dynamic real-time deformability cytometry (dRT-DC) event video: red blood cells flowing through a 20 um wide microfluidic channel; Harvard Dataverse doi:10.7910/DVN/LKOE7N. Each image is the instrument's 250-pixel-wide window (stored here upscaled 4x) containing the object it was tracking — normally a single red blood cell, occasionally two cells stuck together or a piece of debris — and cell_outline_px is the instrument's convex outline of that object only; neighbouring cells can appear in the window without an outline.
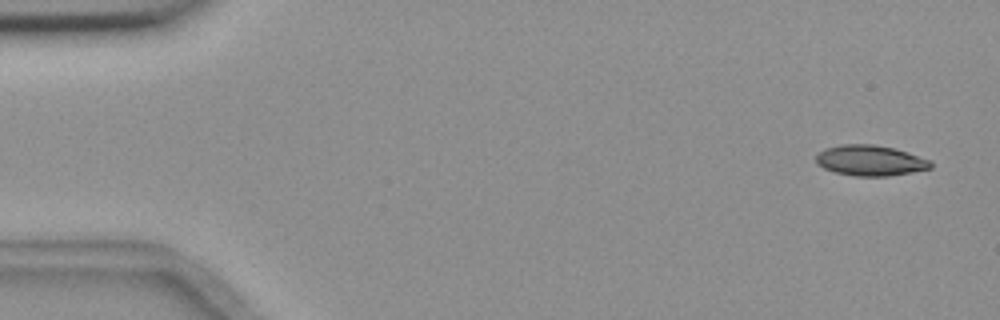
{"species": "common noctule bat (a hibernating species)", "species_latin": "Nyctalus noctula", "temperature_condition": "room temperature", "stored_images_in_passage": 6, "camera_frame_rate_fps": 3000, "um_per_image_px": 0.085, "animal": {"sex": "female", "body_mass_g": 18.4}, "frame": {"image": 1, "passage_image": 1, "time_ms": 0.0, "image_size_px": [1000, 320], "cell_outline_px": [[932, 168], [912, 172], [888, 176], [856, 176], [836, 172], [824, 168], [816, 164], [816, 156], [824, 148], [840, 144], [872, 144], [892, 148], [932, 160]], "centroid_in_image_um": [73.96, 13.64], "position_along_channel_um": 11.0, "area_um2": 20.35}}
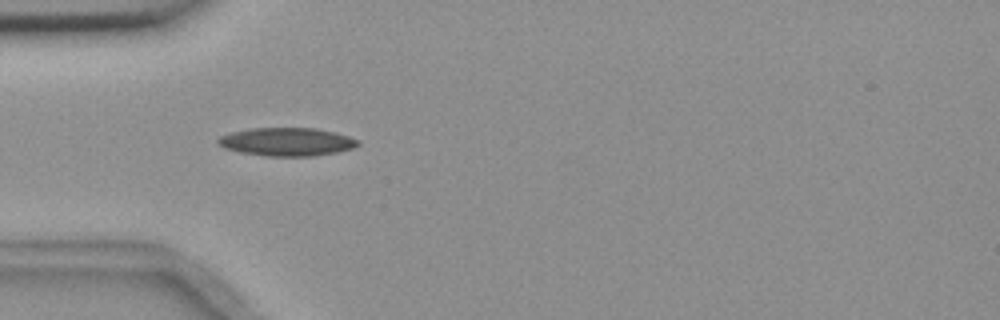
{"frame": {"image": 2, "passage_image": 5, "time_ms": 4.667, "image_size_px": [1000, 320], "cell_outline_px": [[360, 144], [352, 148], [336, 152], [312, 156], [264, 156], [240, 152], [224, 148], [216, 144], [216, 140], [220, 136], [232, 132], [252, 128], [316, 128], [336, 132], [360, 140]], "centroid_in_image_um": [24.37, 12.05], "position_along_channel_um": 60.6, "area_um2": 23.12}}